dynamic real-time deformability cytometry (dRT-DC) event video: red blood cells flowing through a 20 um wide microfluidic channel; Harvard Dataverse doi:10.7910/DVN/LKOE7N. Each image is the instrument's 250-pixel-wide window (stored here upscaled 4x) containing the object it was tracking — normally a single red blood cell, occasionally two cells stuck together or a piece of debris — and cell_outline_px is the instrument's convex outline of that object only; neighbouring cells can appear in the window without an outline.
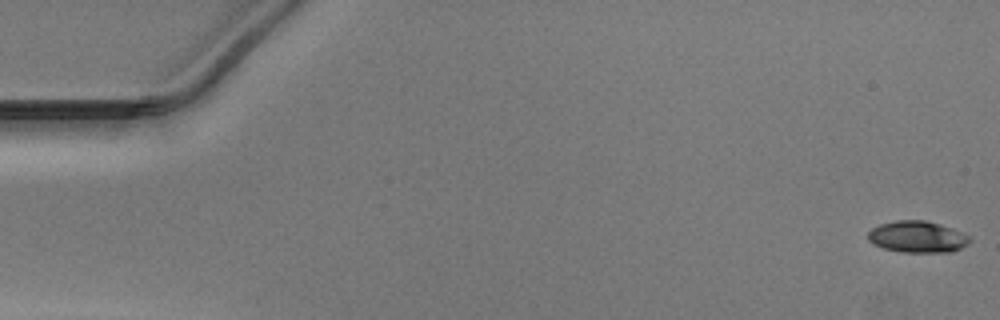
{"species": "Egyptian fruit bat (a non-hibernating species)", "species_latin": "Rousettus aegyptiacus", "temperature_condition": "warm", "stored_images_in_passage": 51, "camera_frame_rate_fps": 3000, "um_per_image_px": 0.085, "animal": {"sex": "male"}, "frame": {"image": 1, "passage_image": 1, "time_ms": 0.0, "image_size_px": [1000, 320], "cell_outline_px": [[972, 240], [968, 244], [952, 252], [904, 252], [884, 248], [872, 244], [868, 240], [868, 232], [872, 228], [880, 224], [896, 220], [924, 220], [940, 224], [952, 228], [972, 236]], "centroid_in_image_um": [78.01, 20.13], "position_along_channel_um": 7.0, "area_um2": 18.84}}
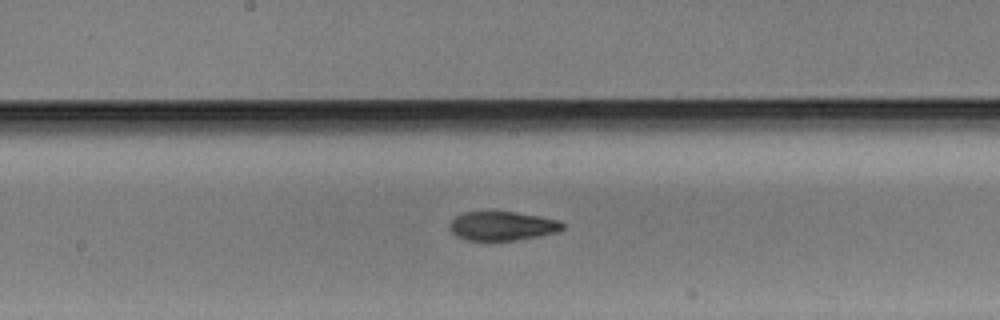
{"frame": {"image": 2, "passage_image": 27, "time_ms": 8.667, "image_size_px": [1000, 320], "cell_outline_px": [[564, 228], [560, 232], [540, 236], [516, 240], [464, 240], [456, 236], [448, 228], [448, 224], [456, 216], [464, 212], [516, 212], [540, 216], [560, 220], [564, 224]], "centroid_in_image_um": [42.71, 19.21], "position_along_channel_um": 205.5, "area_um2": 19.31}}
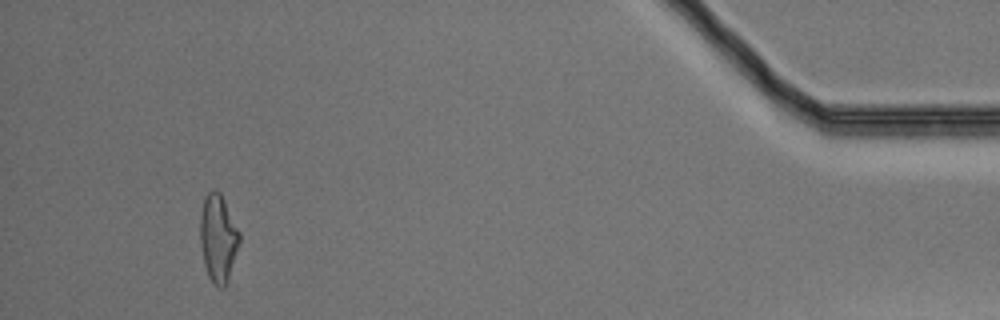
{"frame": {"image": 3, "passage_image": 48, "time_ms": 15.667, "image_size_px": [1000, 320], "cell_outline_px": [[240, 244], [228, 280], [224, 288], [220, 288], [208, 276], [204, 264], [200, 244], [200, 212], [204, 196], [208, 192], [220, 192], [240, 232]], "centroid_in_image_um": [18.54, 20.25], "position_along_channel_um": 416.7, "area_um2": 20.06}}